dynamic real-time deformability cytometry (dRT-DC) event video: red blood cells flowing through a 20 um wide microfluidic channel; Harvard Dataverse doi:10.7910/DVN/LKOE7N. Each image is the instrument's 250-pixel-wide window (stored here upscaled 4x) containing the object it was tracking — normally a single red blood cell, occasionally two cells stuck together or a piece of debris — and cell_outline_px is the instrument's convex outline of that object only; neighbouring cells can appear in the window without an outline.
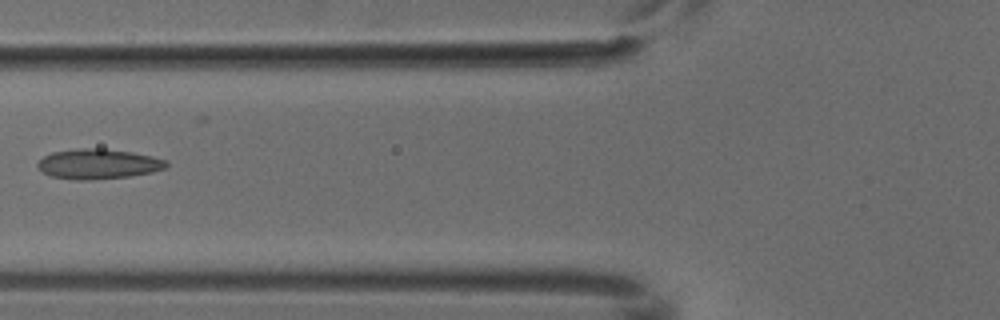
{"species": "common noctule bat (a hibernating species)", "species_latin": "Nyctalus noctula", "temperature_condition": "cold", "stored_images_in_passage": 3, "camera_frame_rate_fps": 3000, "um_per_image_px": 0.085, "animal": {"sex": "male", "body_mass_g": 18.8}, "frame": {"image": 1, "passage_image": 3, "time_ms": 0.667, "image_size_px": [1000, 320], "cell_outline_px": [[168, 164], [164, 168], [152, 172], [128, 176], [92, 180], [76, 180], [52, 176], [40, 172], [36, 168], [36, 164], [44, 156], [52, 152], [80, 148], [104, 148], [132, 152], [152, 156], [164, 160]], "centroid_in_image_um": [8.29, 13.93], "position_along_channel_um": 117.5, "area_um2": 22.54}}